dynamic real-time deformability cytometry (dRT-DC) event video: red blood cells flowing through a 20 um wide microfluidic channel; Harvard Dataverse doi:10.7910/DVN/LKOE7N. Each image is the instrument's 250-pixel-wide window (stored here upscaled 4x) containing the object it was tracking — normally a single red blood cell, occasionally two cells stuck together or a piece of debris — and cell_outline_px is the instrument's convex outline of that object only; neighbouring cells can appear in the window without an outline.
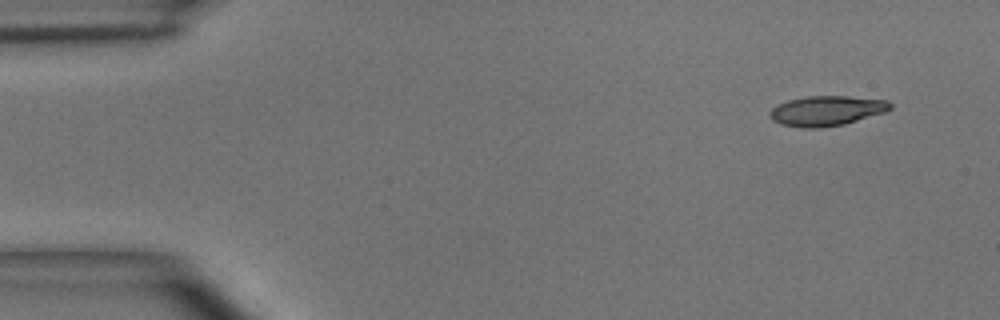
{"species": "common noctule bat (a hibernating species)", "species_latin": "Nyctalus noctula", "temperature_condition": "room temperature", "stored_images_in_passage": 4, "camera_frame_rate_fps": 3000, "um_per_image_px": 0.085, "animal": {"sex": "male", "body_mass_g": 15.6}, "frame": {"image": 1, "passage_image": 1, "time_ms": 0.0, "image_size_px": [1000, 320], "cell_outline_px": [[892, 108], [884, 112], [844, 124], [820, 128], [804, 128], [780, 124], [772, 120], [768, 116], [768, 112], [776, 104], [788, 100], [808, 96], [848, 96], [888, 100], [892, 104]], "centroid_in_image_um": [70.22, 9.41], "position_along_channel_um": 14.8, "area_um2": 21.15}}